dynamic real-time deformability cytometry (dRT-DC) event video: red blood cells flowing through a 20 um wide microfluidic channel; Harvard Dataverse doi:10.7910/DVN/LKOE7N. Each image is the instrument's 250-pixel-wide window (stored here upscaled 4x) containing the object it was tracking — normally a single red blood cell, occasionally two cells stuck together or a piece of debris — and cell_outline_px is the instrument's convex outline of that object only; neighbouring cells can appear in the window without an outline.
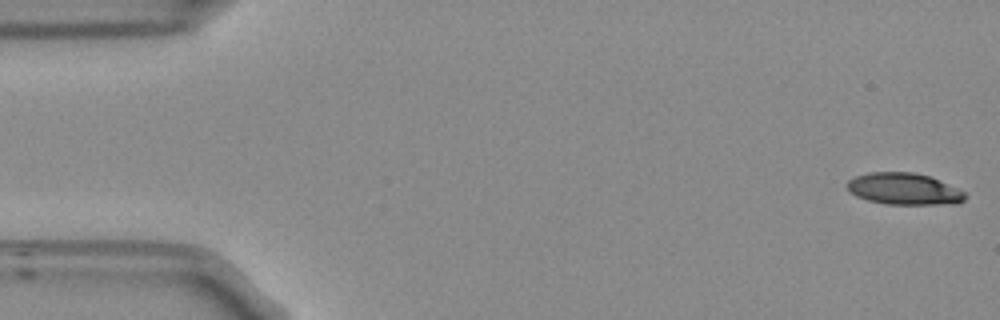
{"species": "Egyptian fruit bat (a non-hibernating species)", "species_latin": "Rousettus aegyptiacus", "temperature_condition": "room temperature", "stored_images_in_passage": 54, "segment_of_instrument_passage": [1, 2], "camera_frame_rate_fps": 3000, "um_per_image_px": 0.085, "frame": {"image": 1, "passage_image": 1, "time_ms": 0.0, "image_size_px": [1000, 320], "cell_outline_px": [[968, 196], [960, 204], [884, 204], [868, 200], [856, 196], [848, 192], [844, 184], [848, 180], [856, 176], [868, 172], [912, 172], [928, 176], [940, 180], [964, 192]], "centroid_in_image_um": [76.81, 16.06], "position_along_channel_um": 8.2, "area_um2": 22.02}}
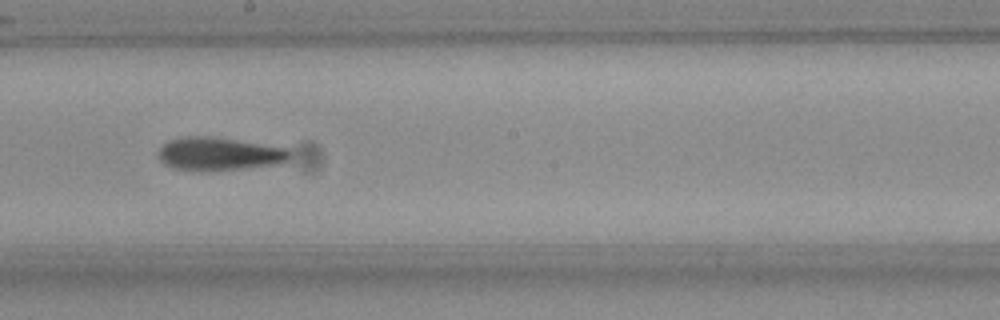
{"frame": {"image": 2, "passage_image": 29, "time_ms": 9.333, "image_size_px": [1000, 320], "cell_outline_px": [[292, 156], [284, 164], [248, 168], [200, 172], [172, 168], [164, 164], [160, 160], [160, 148], [168, 140], [184, 136], [212, 136], [288, 148], [292, 152]], "centroid_in_image_um": [18.68, 13.1], "position_along_channel_um": 229.5, "area_um2": 25.95}}
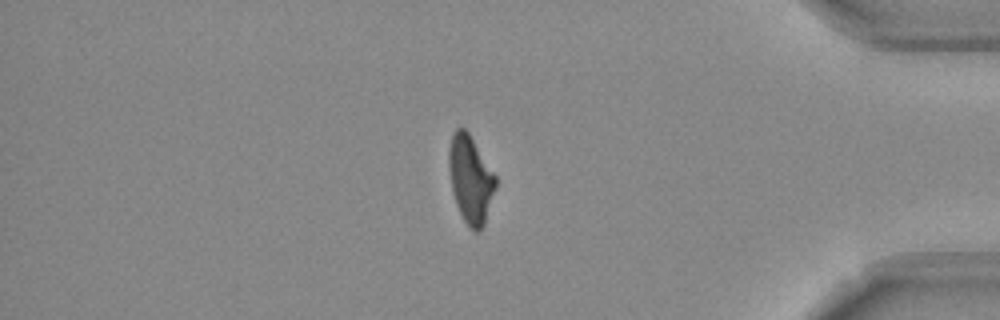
{"frame": {"image": 3, "passage_image": 45, "time_ms": 14.667, "image_size_px": [1000, 320], "cell_outline_px": [[496, 188], [484, 224], [480, 232], [472, 232], [468, 228], [456, 204], [452, 192], [448, 168], [448, 152], [452, 136], [456, 128], [464, 128], [468, 132], [496, 176]], "centroid_in_image_um": [39.98, 15.28], "position_along_channel_um": 395.2, "area_um2": 23.87}}